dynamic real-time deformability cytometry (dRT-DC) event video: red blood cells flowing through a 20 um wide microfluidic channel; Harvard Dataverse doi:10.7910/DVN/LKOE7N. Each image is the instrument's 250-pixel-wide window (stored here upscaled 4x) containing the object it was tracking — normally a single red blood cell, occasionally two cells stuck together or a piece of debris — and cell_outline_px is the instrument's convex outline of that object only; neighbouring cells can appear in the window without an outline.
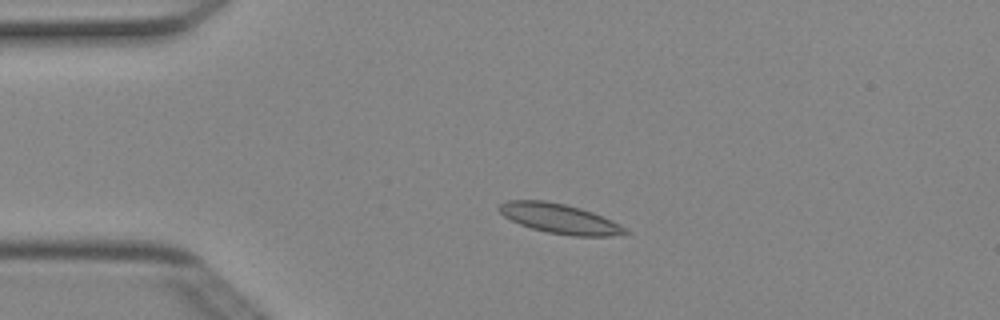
{"species": "Egyptian fruit bat (a non-hibernating species)", "species_latin": "Rousettus aegyptiacus", "temperature_condition": "cold", "stored_images_in_passage": 6, "camera_frame_rate_fps": 3000, "um_per_image_px": 0.085, "animal": {"sex": "female"}, "frame": {"image": 1, "passage_image": 1, "time_ms": 0.0, "image_size_px": [1000, 320], "cell_outline_px": [[632, 232], [608, 236], [572, 236], [548, 232], [532, 228], [520, 224], [504, 216], [496, 208], [500, 204], [508, 200], [544, 200], [564, 204], [580, 208], [592, 212]], "centroid_in_image_um": [47.5, 18.57], "position_along_channel_um": 37.5, "area_um2": 21.39}}
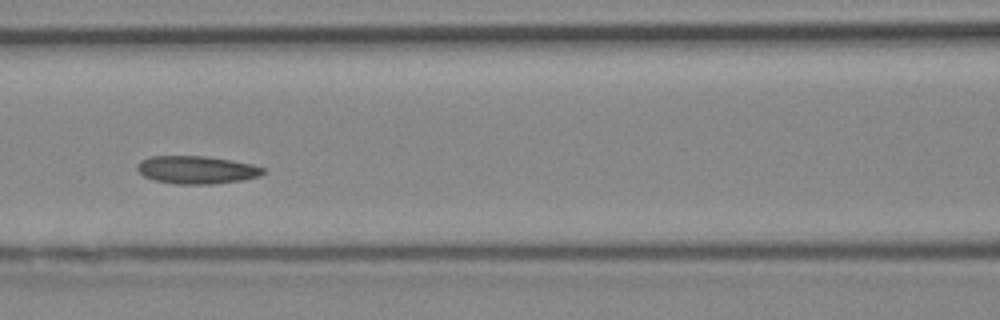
{"frame": {"image": 2, "passage_image": 4, "time_ms": 1.0, "image_size_px": [1000, 320], "cell_outline_px": [[264, 172], [260, 176], [244, 180], [212, 184], [176, 184], [156, 180], [144, 176], [136, 168], [136, 164], [140, 160], [148, 156], [208, 156], [232, 160], [252, 164], [264, 168]], "centroid_in_image_um": [16.71, 14.43], "position_along_channel_um": 149.9, "area_um2": 20.58}}
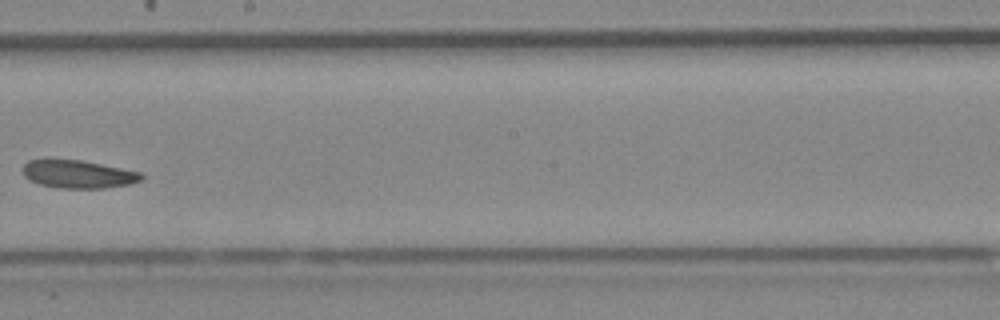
{"frame": {"image": 3, "passage_image": 6, "time_ms": 1.667, "image_size_px": [1000, 320], "cell_outline_px": [[144, 180], [128, 184], [104, 188], [60, 188], [40, 184], [28, 180], [24, 176], [24, 164], [28, 160], [80, 160], [140, 172], [144, 176]], "centroid_in_image_um": [6.65, 14.82], "position_along_channel_um": 241.5, "area_um2": 19.07}}